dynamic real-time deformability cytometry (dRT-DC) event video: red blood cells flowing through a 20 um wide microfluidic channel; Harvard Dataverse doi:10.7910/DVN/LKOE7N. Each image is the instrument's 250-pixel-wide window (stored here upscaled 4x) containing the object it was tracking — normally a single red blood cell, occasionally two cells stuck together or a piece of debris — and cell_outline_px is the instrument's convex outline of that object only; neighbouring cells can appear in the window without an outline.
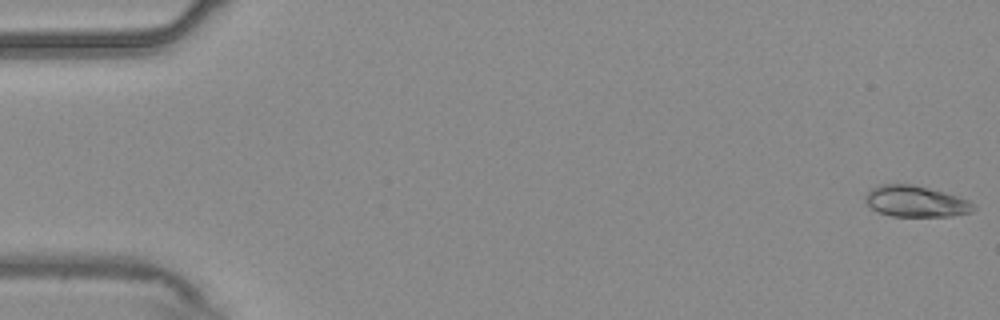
{"species": "common noctule bat (a hibernating species)", "species_latin": "Nyctalus noctula", "temperature_condition": "warm", "stored_images_in_passage": 55, "camera_frame_rate_fps": 3000, "um_per_image_px": 0.085, "animal": {"sex": "male", "body_mass_g": 20.4}, "frame": {"image": 1, "passage_image": 1, "time_ms": 0.0, "image_size_px": [1000, 320], "cell_outline_px": [[976, 208], [972, 212], [948, 216], [892, 216], [880, 212], [872, 208], [864, 200], [864, 196], [872, 188], [880, 184], [912, 184], [944, 192], [968, 200]], "centroid_in_image_um": [77.82, 17.11], "position_along_channel_um": 7.2, "area_um2": 19.42}}
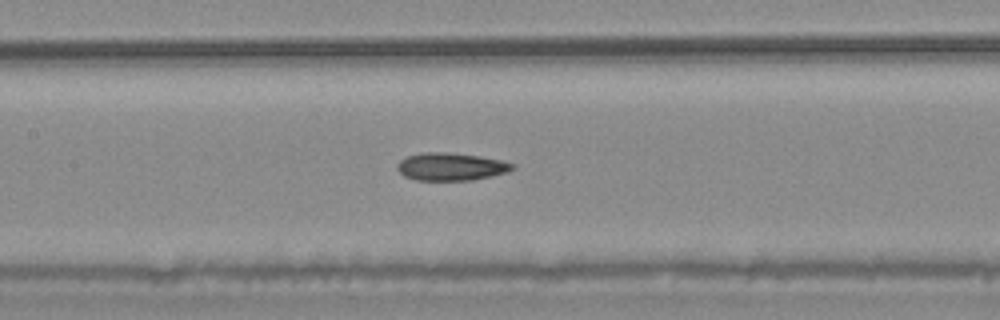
{"frame": {"image": 2, "passage_image": 26, "time_ms": 8.333, "image_size_px": [1000, 320], "cell_outline_px": [[516, 168], [508, 172], [492, 176], [472, 180], [416, 180], [404, 176], [396, 168], [400, 160], [408, 156], [420, 152], [444, 152], [480, 156], [500, 160], [516, 164]], "centroid_in_image_um": [38.35, 14.16], "position_along_channel_um": 169.0, "area_um2": 18.67}}
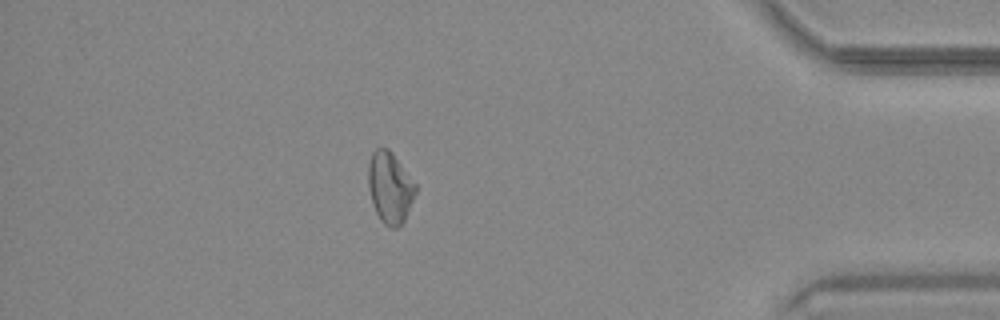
{"frame": {"image": 3, "passage_image": 48, "time_ms": 15.667, "image_size_px": [1000, 320], "cell_outline_px": [[416, 192], [404, 220], [396, 228], [392, 228], [384, 224], [380, 220], [376, 212], [368, 188], [368, 164], [372, 152], [376, 148], [388, 148], [392, 152], [416, 184]], "centroid_in_image_um": [33.13, 15.92], "position_along_channel_um": 402.1, "area_um2": 19.48}, "authors_computed_cell_mechanics": {"area_um2": 18.6694, "velocity_mm_per_s": 3.7265, "shape_relaxation_time_tau1_ms": null, "shape_relaxation_time_tau2_ms": 8.4917, "deformation_change_tau1": null, "deformation_change_tau2": 0.141}}